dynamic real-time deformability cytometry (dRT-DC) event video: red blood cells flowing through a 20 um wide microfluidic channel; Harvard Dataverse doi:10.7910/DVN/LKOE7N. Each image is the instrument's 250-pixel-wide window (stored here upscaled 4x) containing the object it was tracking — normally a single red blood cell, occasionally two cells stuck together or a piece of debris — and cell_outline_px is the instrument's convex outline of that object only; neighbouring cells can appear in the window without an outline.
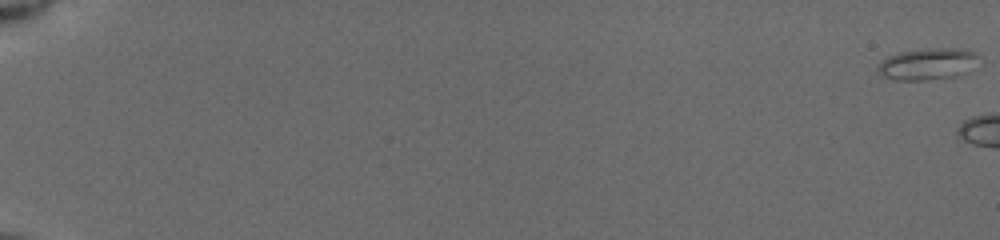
{"species": "common noctule bat (a hibernating species)", "species_latin": "Nyctalus noctula", "temperature_condition": "cold", "stored_images_in_passage": 5, "camera_frame_rate_fps": 3000, "um_per_image_px": 0.085, "animal": {"sex": "female", "body_mass_g": 19.5, "forearm_length_mm": 54.1}, "frame": {"image": 1, "passage_image": 1, "time_ms": 0.0, "image_size_px": [1000, 240], "cell_outline_px": [[980, 56], [956, 76], [924, 80], [896, 80], [884, 76], [876, 68], [888, 56], [900, 52], [936, 48], [956, 48], [976, 52]], "centroid_in_image_um": [78.78, 5.43], "position_along_channel_um": 6.2, "area_um2": 17.8}}